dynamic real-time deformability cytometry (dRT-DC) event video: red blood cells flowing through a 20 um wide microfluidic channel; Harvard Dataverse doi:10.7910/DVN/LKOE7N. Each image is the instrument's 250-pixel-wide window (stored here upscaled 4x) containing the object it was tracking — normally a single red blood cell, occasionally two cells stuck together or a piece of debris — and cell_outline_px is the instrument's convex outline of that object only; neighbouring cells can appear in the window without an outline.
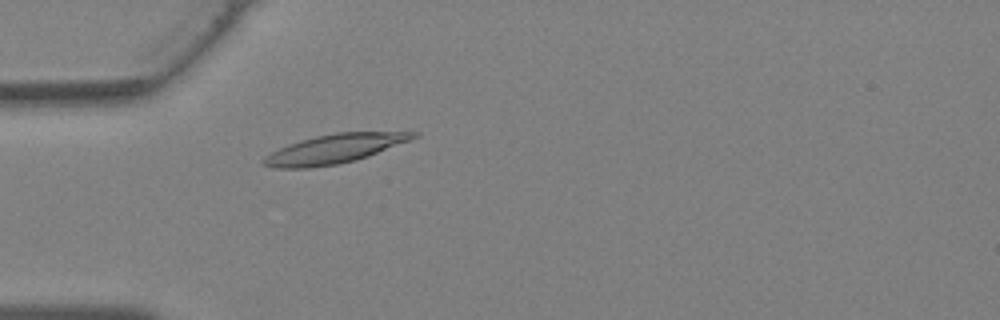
{"species": "Egyptian fruit bat (a non-hibernating species)", "species_latin": "Rousettus aegyptiacus", "temperature_condition": "warm", "stored_images_in_passage": 31, "camera_frame_rate_fps": 3000, "um_per_image_px": 0.085, "animal": {"sex": "female"}, "frame": {"image": 1, "passage_image": 4, "time_ms": 1.0, "image_size_px": [1000, 320], "cell_outline_px": [[420, 136], [368, 156], [356, 160], [336, 164], [308, 168], [276, 168], [260, 164], [260, 160], [264, 156], [288, 144], [300, 140], [316, 136], [336, 132], [420, 132]], "centroid_in_image_um": [28.39, 12.65], "position_along_channel_um": 56.6, "area_um2": 25.26}}
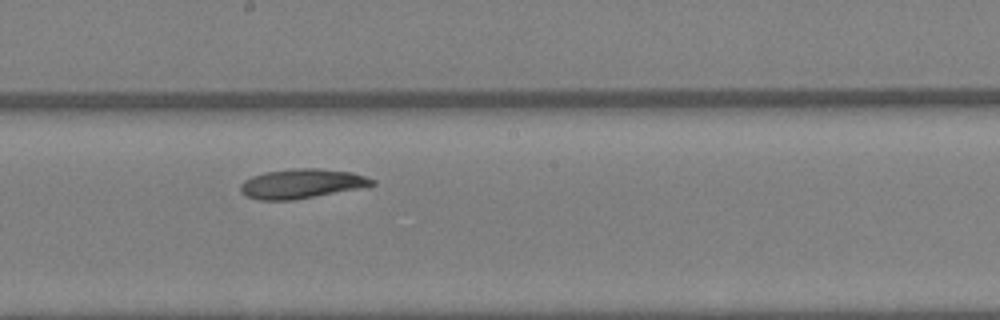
{"frame": {"image": 2, "passage_image": 14, "time_ms": 4.333, "image_size_px": [1000, 320], "cell_outline_px": [[376, 184], [368, 188], [292, 200], [260, 200], [248, 196], [240, 192], [240, 184], [244, 180], [252, 176], [264, 172], [296, 168], [320, 168], [352, 172], [376, 180]], "centroid_in_image_um": [25.71, 15.61], "position_along_channel_um": 222.5, "area_um2": 23.0}}
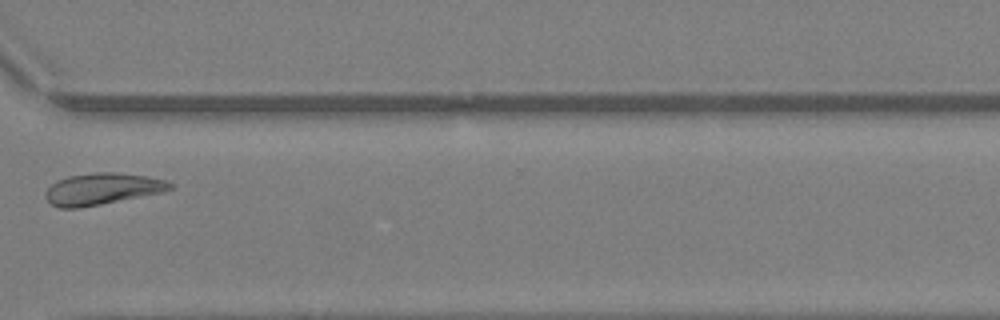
{"frame": {"image": 3, "passage_image": 22, "time_ms": 7.0, "image_size_px": [1000, 320], "cell_outline_px": [[172, 188], [164, 192], [80, 208], [60, 208], [52, 204], [44, 196], [44, 192], [56, 180], [68, 176], [96, 172], [116, 172], [148, 176], [168, 180], [172, 184]], "centroid_in_image_um": [8.69, 16.05], "position_along_channel_um": 361.9, "area_um2": 23.06}}